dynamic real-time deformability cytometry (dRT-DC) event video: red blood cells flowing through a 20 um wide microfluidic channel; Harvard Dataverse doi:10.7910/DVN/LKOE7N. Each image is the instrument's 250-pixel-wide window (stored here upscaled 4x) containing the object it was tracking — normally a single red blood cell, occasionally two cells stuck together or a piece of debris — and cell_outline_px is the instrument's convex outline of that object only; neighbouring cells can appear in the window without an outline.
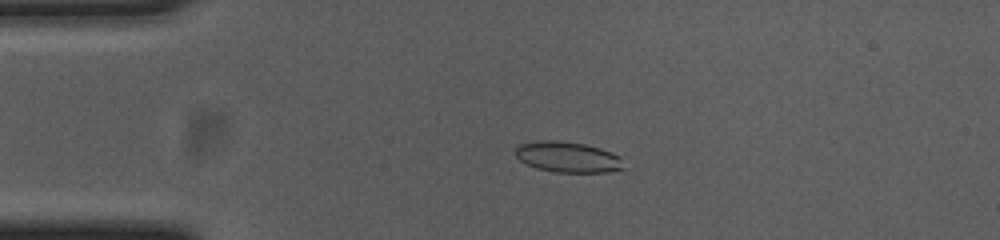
{"species": "common noctule bat (a hibernating species)", "species_latin": "Nyctalus noctula", "temperature_condition": "cold", "stored_images_in_passage": 55, "camera_frame_rate_fps": 3000, "um_per_image_px": 0.085, "animal": {"sex": "female", "body_mass_g": 23.0, "forearm_length_mm": 53.4}, "frame": {"image": 1, "passage_image": 12, "time_ms": 3.667, "image_size_px": [1000, 240], "cell_outline_px": [[624, 168], [608, 172], [556, 172], [536, 168], [520, 160], [516, 156], [516, 148], [520, 144], [536, 140], [556, 140], [584, 144], [600, 148], [612, 152], [620, 156]], "centroid_in_image_um": [48.26, 13.34], "position_along_channel_um": 36.7, "area_um2": 19.31}}
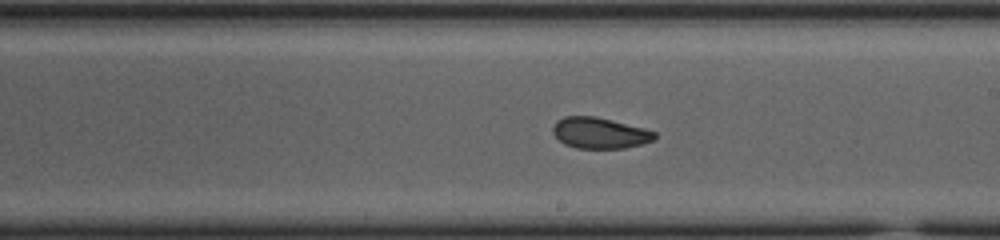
{"frame": {"image": 2, "passage_image": 31, "time_ms": 10.0, "image_size_px": [1000, 240], "cell_outline_px": [[656, 136], [652, 140], [640, 144], [624, 148], [576, 148], [564, 144], [552, 132], [552, 128], [556, 120], [564, 116], [596, 116], [644, 128], [656, 132]], "centroid_in_image_um": [50.94, 11.29], "position_along_channel_um": 238.1, "area_um2": 18.32}}
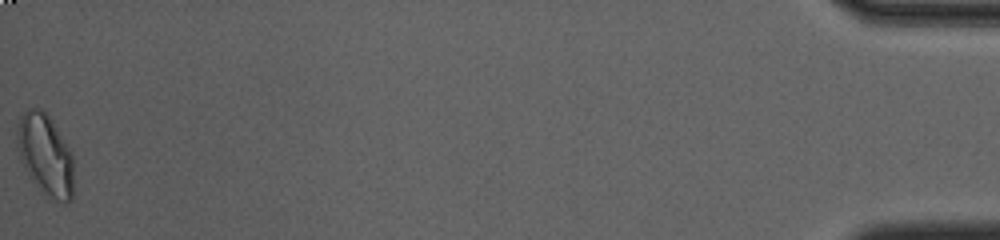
{"frame": {"image": 3, "passage_image": 55, "time_ms": 18.0, "image_size_px": [1000, 240], "cell_outline_px": [[72, 200], [68, 204], [64, 204], [44, 196], [20, 160], [16, 148], [16, 132], [20, 116], [28, 108], [40, 108], [48, 116], [56, 128], [68, 148], [72, 156]], "centroid_in_image_um": [3.83, 13.19], "position_along_channel_um": 431.4, "area_um2": 26.65}, "authors_computed_cell_mechanics": {"area_um2": 19.4786, "velocity_mm_per_s": 3.6959, "shape_relaxation_time_tau1_ms": 6.4055, "shape_relaxation_time_tau2_ms": 1.6619, "deformation_change_tau1": 0.1304, "deformation_change_tau2": 0.059}}